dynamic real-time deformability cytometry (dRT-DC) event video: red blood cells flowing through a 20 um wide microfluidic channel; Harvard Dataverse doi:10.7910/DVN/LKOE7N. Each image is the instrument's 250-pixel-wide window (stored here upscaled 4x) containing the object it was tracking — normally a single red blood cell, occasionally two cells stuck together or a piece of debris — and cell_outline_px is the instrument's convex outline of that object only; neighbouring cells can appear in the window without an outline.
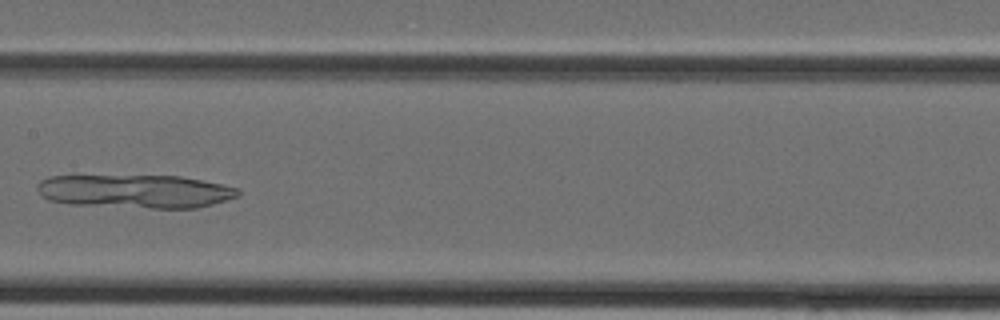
{"species": "Egyptian fruit bat (a non-hibernating species)", "species_latin": "Rousettus aegyptiacus", "temperature_condition": "cold", "stored_images_in_passage": 28, "camera_frame_rate_fps": 3000, "um_per_image_px": 0.085, "animal": {"sex": "female"}, "frame": {"image": 1, "passage_image": 9, "time_ms": 2.667, "image_size_px": [1000, 320], "cell_outline_px": [[240, 196], [212, 204], [196, 208], [152, 208], [72, 204], [48, 200], [40, 196], [36, 188], [36, 184], [40, 180], [48, 176], [180, 176], [240, 188]], "centroid_in_image_um": [11.47, 16.26], "position_along_channel_um": 195.9, "area_um2": 39.19}}
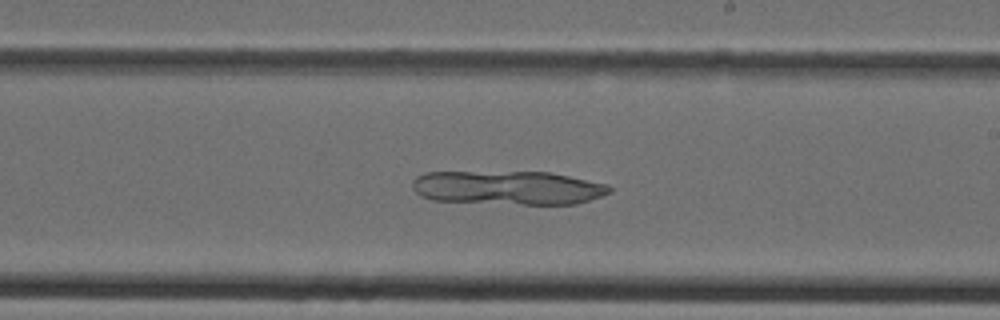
{"frame": {"image": 2, "passage_image": 12, "time_ms": 3.667, "image_size_px": [1000, 320], "cell_outline_px": [[612, 192], [576, 204], [524, 204], [432, 200], [420, 196], [412, 188], [412, 180], [416, 176], [424, 172], [552, 172], [608, 184], [612, 188]], "centroid_in_image_um": [43.17, 15.95], "position_along_channel_um": 245.8, "area_um2": 39.02}}
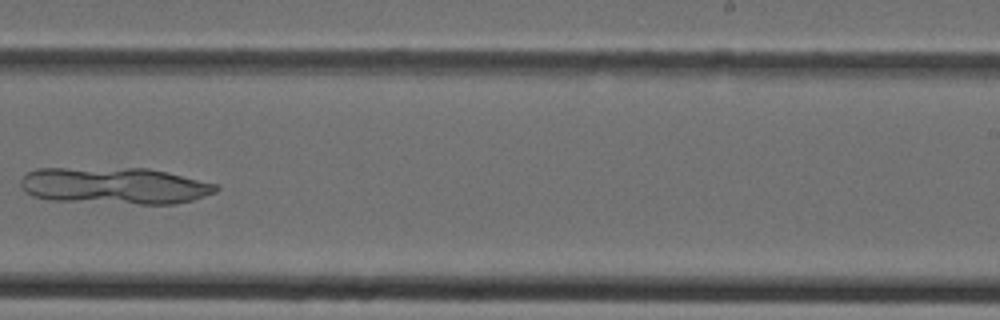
{"frame": {"image": 3, "passage_image": 14, "time_ms": 4.333, "image_size_px": [1000, 320], "cell_outline_px": [[220, 188], [216, 192], [192, 200], [176, 204], [140, 204], [48, 200], [32, 196], [24, 192], [20, 184], [20, 180], [28, 172], [36, 168], [148, 168], [220, 184]], "centroid_in_image_um": [9.74, 15.79], "position_along_channel_um": 279.3, "area_um2": 42.19}}